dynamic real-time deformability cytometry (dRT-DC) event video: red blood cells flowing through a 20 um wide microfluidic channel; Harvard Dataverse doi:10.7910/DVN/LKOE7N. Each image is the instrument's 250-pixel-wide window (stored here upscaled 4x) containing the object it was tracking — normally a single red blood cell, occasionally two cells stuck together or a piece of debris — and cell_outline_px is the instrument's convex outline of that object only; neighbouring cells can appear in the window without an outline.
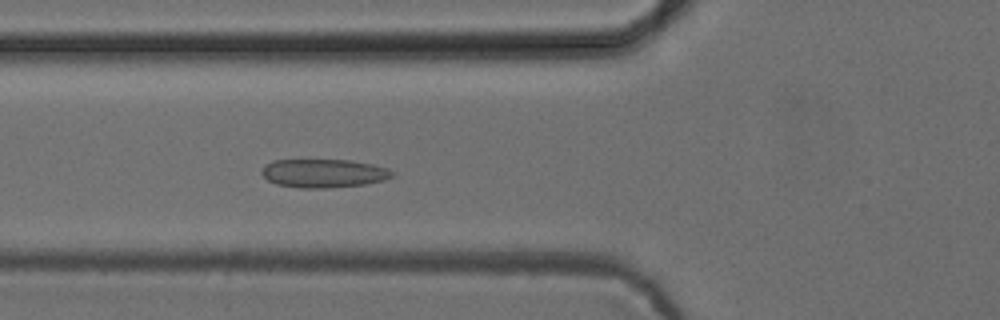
{"species": "common noctule bat (a hibernating species)", "species_latin": "Nyctalus noctula", "temperature_condition": "cold", "stored_images_in_passage": 40, "camera_frame_rate_fps": 3000, "um_per_image_px": 0.085, "animal": {"sex": "female", "body_mass_g": 24.6, "forearm_length_mm": 56.2}, "frame": {"image": 1, "passage_image": 10, "time_ms": 3.0, "image_size_px": [1000, 320], "cell_outline_px": [[396, 172], [392, 176], [384, 180], [364, 184], [324, 188], [300, 188], [276, 184], [268, 180], [260, 172], [264, 164], [272, 160], [352, 160], [372, 164], [388, 168]], "centroid_in_image_um": [27.5, 14.72], "position_along_channel_um": 98.3, "area_um2": 21.79}}
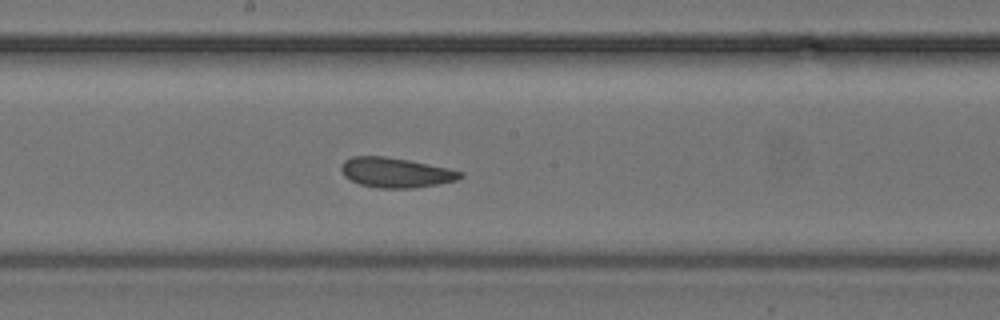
{"frame": {"image": 2, "passage_image": 19, "time_ms": 6.0, "image_size_px": [1000, 320], "cell_outline_px": [[464, 176], [456, 180], [436, 184], [412, 188], [376, 188], [360, 184], [344, 176], [340, 168], [344, 160], [352, 156], [384, 156], [408, 160], [448, 168], [464, 172]], "centroid_in_image_um": [33.62, 14.66], "position_along_channel_um": 214.6, "area_um2": 20.63}}
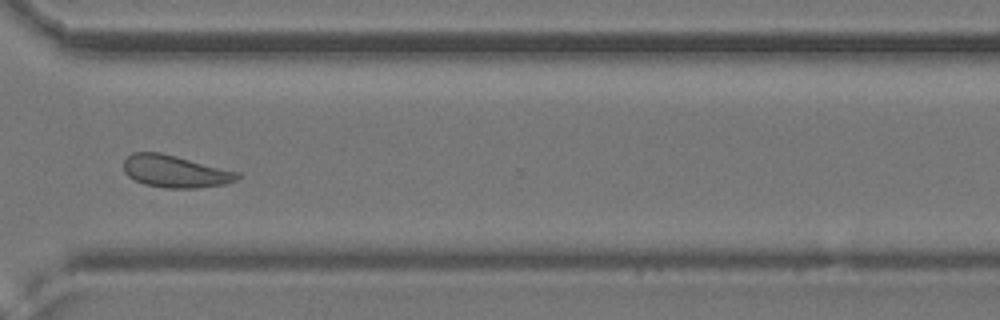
{"frame": {"image": 3, "passage_image": 30, "time_ms": 9.667, "image_size_px": [1000, 320], "cell_outline_px": [[240, 176], [236, 180], [224, 184], [196, 188], [164, 188], [144, 184], [128, 176], [124, 172], [124, 160], [132, 152], [160, 152], [240, 172]], "centroid_in_image_um": [14.88, 14.57], "position_along_channel_um": 355.7, "area_um2": 21.33}, "authors_computed_cell_mechanics": {"area_um2": 21.1259, "velocity_mm_per_s": 3.8504, "shape_relaxation_time_tau1_ms": 4.6224, "shape_relaxation_time_tau2_ms": 1.6102, "deformation_change_tau1": 0.092, "deformation_change_tau2": 0.0706}}